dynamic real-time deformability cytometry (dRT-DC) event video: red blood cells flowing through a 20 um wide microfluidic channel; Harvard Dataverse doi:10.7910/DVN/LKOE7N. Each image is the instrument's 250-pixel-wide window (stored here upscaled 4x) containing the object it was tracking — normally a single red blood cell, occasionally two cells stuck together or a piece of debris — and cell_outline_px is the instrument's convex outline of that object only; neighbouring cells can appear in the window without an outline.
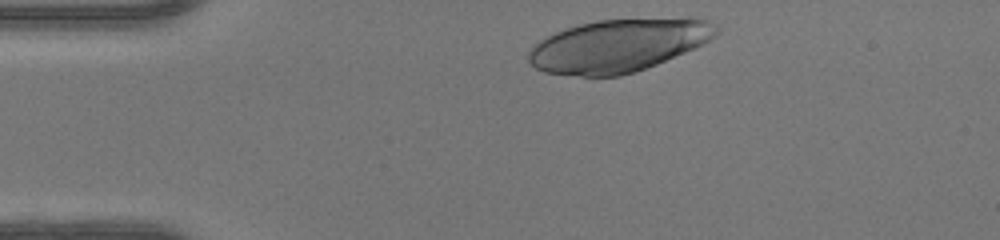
{"species": "human", "species_latin": "Homo sapiens", "temperature_condition": "warm", "stored_images_in_passage": 32, "camera_frame_rate_fps": 3000, "um_per_image_px": 0.085, "donor": {"sex": "female"}, "frame": {"image": 1, "passage_image": 2, "time_ms": 0.333, "image_size_px": [1000, 240], "cell_outline_px": [[720, 32], [716, 36], [704, 44], [656, 64], [636, 72], [620, 76], [580, 76], [544, 72], [536, 68], [528, 60], [528, 52], [540, 40], [564, 28], [580, 24], [600, 20], [708, 20], [716, 24], [720, 28]], "centroid_in_image_um": [52.54, 3.9], "position_along_channel_um": 32.5, "area_um2": 56.82}}